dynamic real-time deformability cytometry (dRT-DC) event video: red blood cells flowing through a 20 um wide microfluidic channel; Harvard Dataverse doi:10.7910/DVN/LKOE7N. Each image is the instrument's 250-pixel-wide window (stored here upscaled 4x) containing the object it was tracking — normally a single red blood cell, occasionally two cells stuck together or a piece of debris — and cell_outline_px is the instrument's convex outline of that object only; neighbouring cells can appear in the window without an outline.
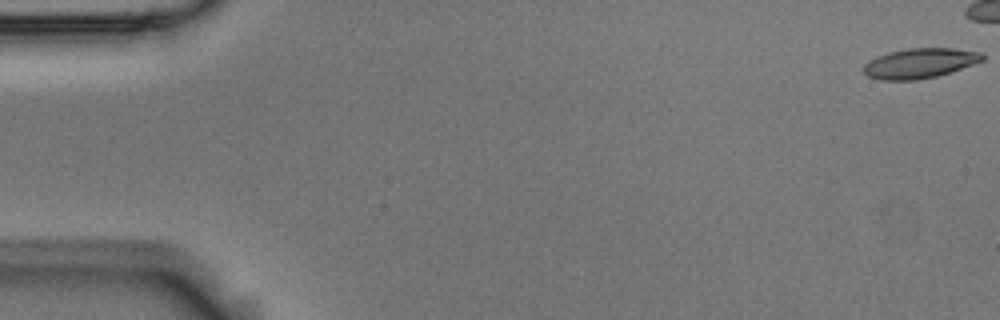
{"species": "Egyptian fruit bat (a non-hibernating species)", "species_latin": "Rousettus aegyptiacus", "temperature_condition": "room temperature", "stored_images_in_passage": 5, "camera_frame_rate_fps": 3000, "um_per_image_px": 0.085, "animal": {"sex": "male"}, "frame": {"image": 1, "passage_image": 1, "time_ms": 0.0, "image_size_px": [1000, 320], "cell_outline_px": [[984, 60], [936, 76], [916, 80], [880, 80], [868, 76], [864, 72], [864, 64], [876, 56], [888, 52], [908, 48], [952, 48], [980, 52], [984, 56]], "centroid_in_image_um": [78.14, 5.37], "position_along_channel_um": 6.9, "area_um2": 20.52}}